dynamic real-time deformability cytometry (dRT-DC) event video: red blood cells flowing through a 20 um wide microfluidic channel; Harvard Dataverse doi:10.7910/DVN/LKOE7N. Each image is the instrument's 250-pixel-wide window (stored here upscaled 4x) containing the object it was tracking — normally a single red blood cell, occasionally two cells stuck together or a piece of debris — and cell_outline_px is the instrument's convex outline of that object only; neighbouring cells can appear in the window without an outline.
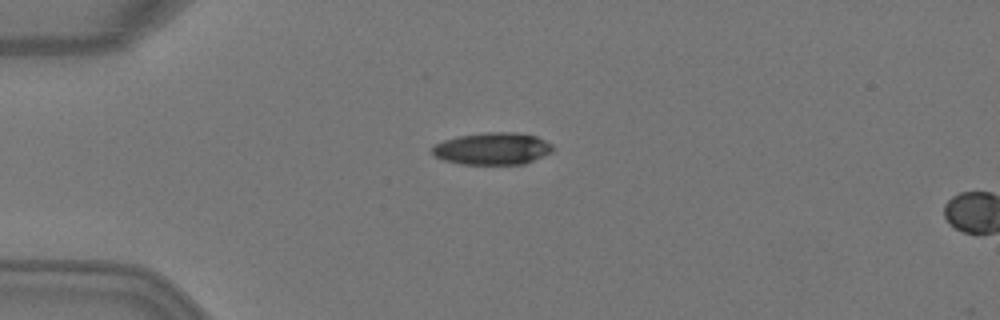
{"species": "Egyptian fruit bat (a non-hibernating species)", "species_latin": "Rousettus aegyptiacus", "temperature_condition": "warm", "stored_images_in_passage": 4, "camera_frame_rate_fps": 3000, "um_per_image_px": 0.085, "animal": {"sex": "female"}, "frame": {"image": 1, "passage_image": 3, "time_ms": 0.667, "image_size_px": [1000, 320], "cell_outline_px": [[552, 152], [524, 164], [460, 164], [444, 160], [436, 156], [432, 152], [432, 148], [436, 144], [444, 140], [460, 136], [484, 132], [516, 132], [536, 136], [552, 144]], "centroid_in_image_um": [41.87, 12.63], "position_along_channel_um": 43.1, "area_um2": 22.43}}